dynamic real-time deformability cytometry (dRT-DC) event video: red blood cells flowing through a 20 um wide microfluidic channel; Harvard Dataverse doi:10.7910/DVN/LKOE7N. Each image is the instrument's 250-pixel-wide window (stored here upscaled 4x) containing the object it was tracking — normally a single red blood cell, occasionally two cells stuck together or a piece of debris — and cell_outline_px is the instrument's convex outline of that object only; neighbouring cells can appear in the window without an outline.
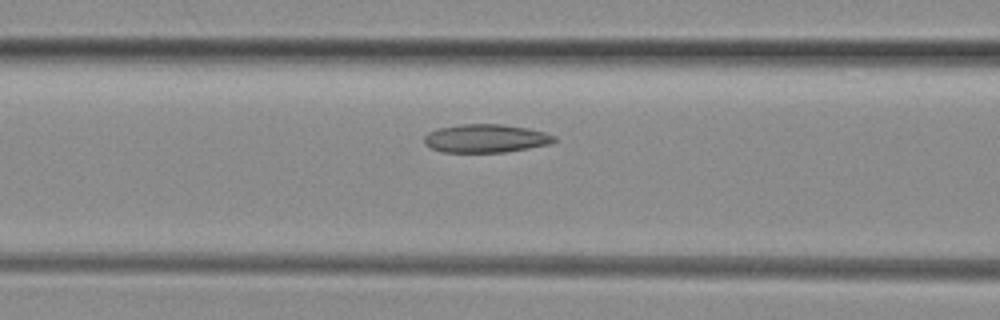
{"species": "common noctule bat (a hibernating species)", "species_latin": "Nyctalus noctula", "temperature_condition": "room temperature", "stored_images_in_passage": 26, "camera_frame_rate_fps": 3000, "um_per_image_px": 0.085, "animal": {"sex": "female", "body_mass_g": 29.2, "forearm_length_mm": 56.3}, "frame": {"image": 1, "passage_image": 5, "time_ms": 1.333, "image_size_px": [1000, 320], "cell_outline_px": [[556, 140], [552, 144], [508, 152], [440, 152], [424, 144], [424, 136], [428, 132], [436, 128], [460, 124], [500, 124], [528, 128], [544, 132], [556, 136]], "centroid_in_image_um": [41.29, 11.76], "position_along_channel_um": 125.3, "area_um2": 21.73}}
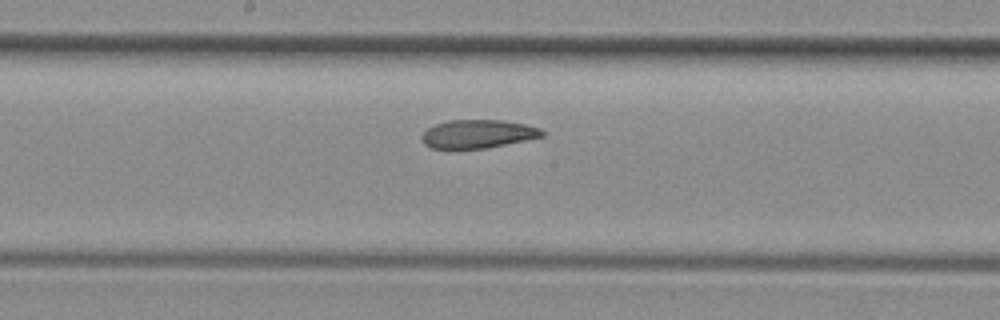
{"frame": {"image": 2, "passage_image": 11, "time_ms": 3.333, "image_size_px": [1000, 320], "cell_outline_px": [[544, 136], [484, 148], [428, 148], [424, 144], [420, 136], [428, 128], [436, 124], [448, 120], [504, 120], [524, 124], [540, 128], [544, 132]], "centroid_in_image_um": [40.58, 11.37], "position_along_channel_um": 207.6, "area_um2": 19.71}}
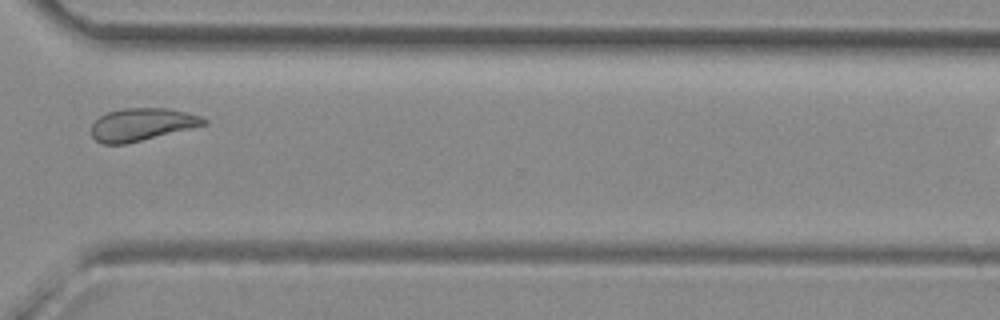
{"frame": {"image": 3, "passage_image": 22, "time_ms": 7.0, "image_size_px": [1000, 320], "cell_outline_px": [[208, 124], [124, 144], [100, 144], [92, 136], [92, 124], [100, 116], [108, 112], [124, 108], [168, 108], [200, 116], [208, 120]], "centroid_in_image_um": [12.05, 10.58], "position_along_channel_um": 358.6, "area_um2": 21.1}}